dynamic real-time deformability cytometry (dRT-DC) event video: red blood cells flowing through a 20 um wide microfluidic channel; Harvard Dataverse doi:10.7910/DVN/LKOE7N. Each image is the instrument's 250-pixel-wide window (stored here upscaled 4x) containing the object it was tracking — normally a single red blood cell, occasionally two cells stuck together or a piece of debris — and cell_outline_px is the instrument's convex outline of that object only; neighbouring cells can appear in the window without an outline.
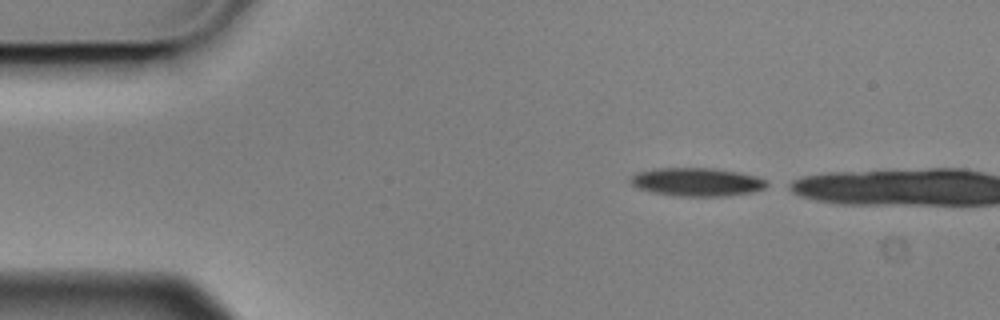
{"species": "Egyptian fruit bat (a non-hibernating species)", "species_latin": "Rousettus aegyptiacus", "temperature_condition": "cold", "stored_images_in_passage": 3, "segment_of_instrument_passage": [1, 2], "camera_frame_rate_fps": 3000, "um_per_image_px": 0.085, "animal": {"sex": "male"}, "frame": {"image": 1, "passage_image": 1, "time_ms": 0.0, "image_size_px": [1000, 320], "cell_outline_px": [[772, 184], [764, 188], [752, 192], [724, 196], [680, 196], [652, 192], [640, 188], [632, 184], [628, 180], [636, 172], [656, 168], [712, 168], [740, 172], [756, 176], [768, 180]], "centroid_in_image_um": [59.28, 15.46], "position_along_channel_um": 25.7, "area_um2": 22.6}}